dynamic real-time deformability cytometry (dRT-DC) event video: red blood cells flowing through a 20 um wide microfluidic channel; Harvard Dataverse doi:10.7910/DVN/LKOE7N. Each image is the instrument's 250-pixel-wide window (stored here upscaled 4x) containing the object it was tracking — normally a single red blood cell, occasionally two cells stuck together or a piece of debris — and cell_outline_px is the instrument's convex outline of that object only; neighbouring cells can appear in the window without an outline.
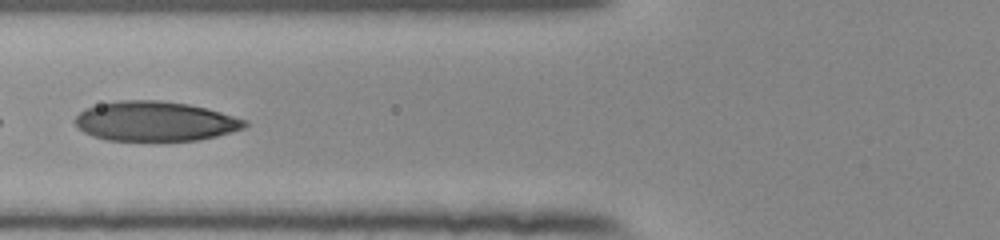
{"species": "human", "species_latin": "Homo sapiens", "temperature_condition": "room temperature", "stored_images_in_passage": 44, "camera_frame_rate_fps": 3000, "um_per_image_px": 0.085, "donor": {"sex": "female"}, "frame": {"image": 1, "passage_image": 13, "time_ms": 4.0, "image_size_px": [1000, 240], "cell_outline_px": [[248, 124], [244, 128], [232, 132], [200, 140], [108, 140], [92, 136], [84, 132], [76, 124], [76, 116], [84, 108], [100, 104], [120, 100], [160, 100], [188, 104], [220, 112], [248, 120]], "centroid_in_image_um": [13.2, 10.3], "position_along_channel_um": 112.6, "area_um2": 39.07}}
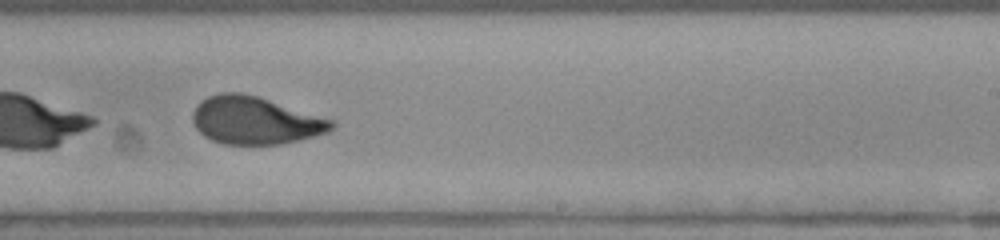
{"frame": {"image": 2, "passage_image": 25, "time_ms": 8.0, "image_size_px": [1000, 240], "cell_outline_px": [[336, 124], [328, 132], [280, 144], [224, 144], [212, 140], [204, 136], [196, 128], [192, 120], [192, 112], [196, 104], [200, 100], [208, 96], [224, 92], [240, 92], [256, 96], [336, 120]], "centroid_in_image_um": [21.66, 10.23], "position_along_channel_um": 267.3, "area_um2": 38.49}}
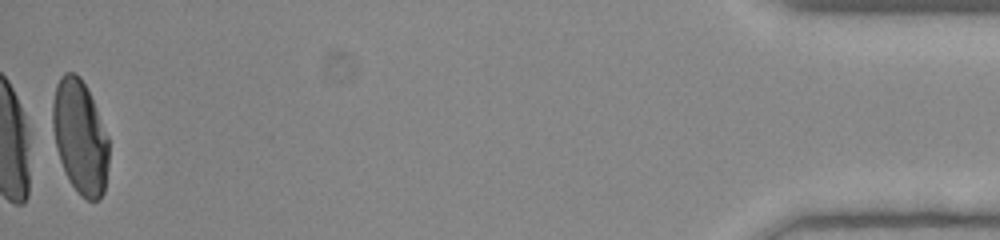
{"frame": {"image": 3, "passage_image": 44, "time_ms": 14.333, "image_size_px": [1000, 240], "cell_outline_px": [[108, 164], [104, 192], [100, 200], [88, 200], [80, 196], [68, 180], [64, 172], [56, 148], [52, 128], [52, 100], [56, 84], [60, 76], [64, 72], [76, 72], [80, 76], [92, 100], [108, 136]], "centroid_in_image_um": [6.78, 11.65], "position_along_channel_um": 428.4, "area_um2": 37.45}, "authors_computed_cell_mechanics": {"area_um2": 39.5063, "velocity_mm_per_s": 3.8792, "shape_relaxation_time_tau1_ms": 4.5621, "shape_relaxation_time_tau2_ms": 0.7803, "deformation_change_tau1": 0.1846, "deformation_change_tau2": 0.0582}}